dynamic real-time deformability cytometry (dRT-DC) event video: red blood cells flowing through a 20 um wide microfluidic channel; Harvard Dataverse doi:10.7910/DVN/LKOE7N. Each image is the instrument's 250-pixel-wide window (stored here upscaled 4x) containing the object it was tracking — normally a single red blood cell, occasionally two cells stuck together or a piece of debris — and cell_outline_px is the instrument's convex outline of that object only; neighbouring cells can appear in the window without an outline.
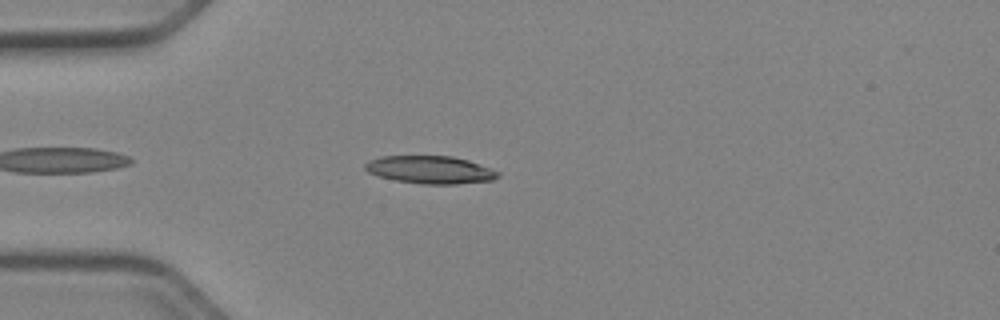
{"species": "Egyptian fruit bat (a non-hibernating species)", "species_latin": "Rousettus aegyptiacus", "temperature_condition": "cold", "stored_images_in_passage": 39, "camera_frame_rate_fps": 3000, "um_per_image_px": 0.085, "animal": {"sex": "female"}, "frame": {"image": 1, "passage_image": 5, "time_ms": 1.333, "image_size_px": [1000, 320], "cell_outline_px": [[500, 176], [492, 180], [456, 184], [420, 184], [396, 180], [380, 176], [368, 172], [364, 168], [364, 164], [368, 160], [380, 156], [452, 156], [468, 160], [500, 172]], "centroid_in_image_um": [36.55, 14.42], "position_along_channel_um": 48.4, "area_um2": 21.44}}
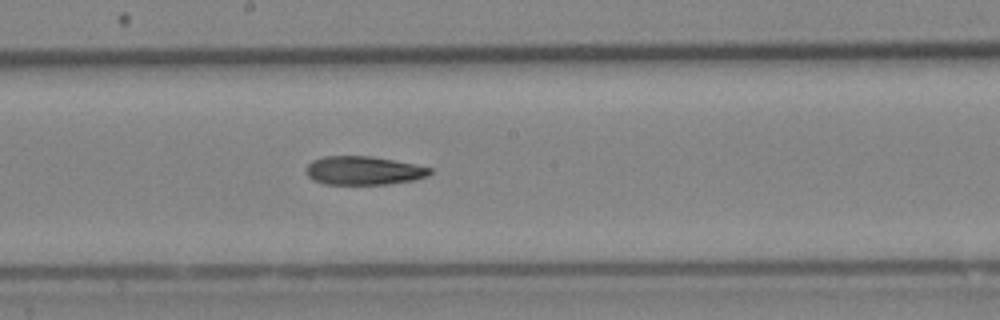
{"frame": {"image": 2, "passage_image": 19, "time_ms": 6.0, "image_size_px": [1000, 320], "cell_outline_px": [[432, 172], [428, 176], [416, 180], [388, 184], [324, 184], [312, 180], [304, 172], [304, 168], [312, 160], [324, 156], [368, 156], [392, 160], [432, 168]], "centroid_in_image_um": [30.86, 14.5], "position_along_channel_um": 217.3, "area_um2": 20.75}}
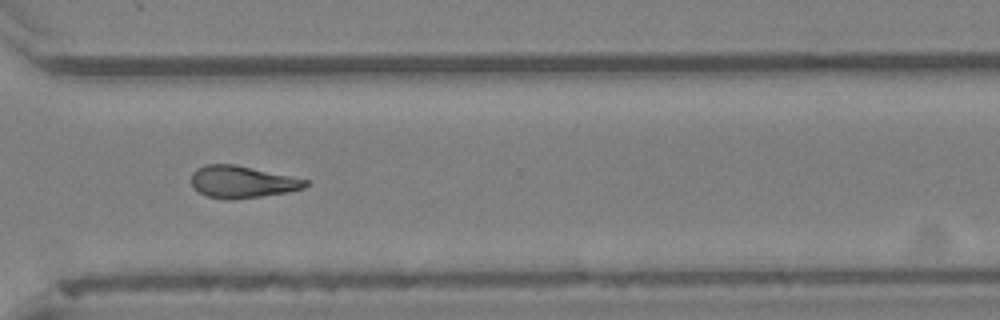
{"frame": {"image": 3, "passage_image": 29, "time_ms": 9.333, "image_size_px": [1000, 320], "cell_outline_px": [[308, 184], [304, 188], [288, 192], [232, 200], [224, 200], [208, 196], [200, 192], [192, 184], [192, 172], [196, 168], [204, 164], [232, 164], [308, 180]], "centroid_in_image_um": [20.55, 15.47], "position_along_channel_um": 350.0, "area_um2": 21.04}}